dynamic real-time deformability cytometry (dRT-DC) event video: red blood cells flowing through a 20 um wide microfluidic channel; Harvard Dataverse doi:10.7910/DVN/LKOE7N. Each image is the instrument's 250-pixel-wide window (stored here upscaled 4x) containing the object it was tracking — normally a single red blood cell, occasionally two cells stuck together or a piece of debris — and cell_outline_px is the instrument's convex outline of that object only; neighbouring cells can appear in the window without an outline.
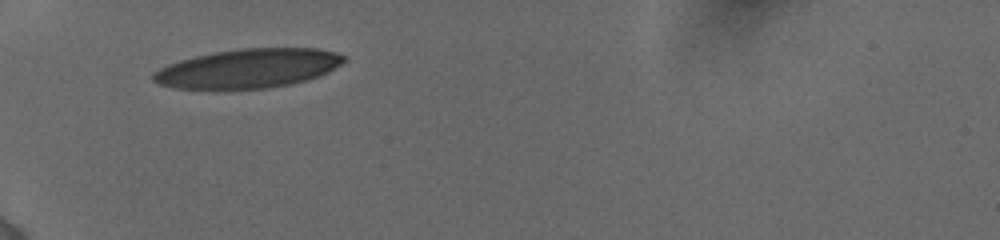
{"species": "human", "species_latin": "Homo sapiens", "temperature_condition": "cold", "stored_images_in_passage": 40, "camera_frame_rate_fps": 3000, "um_per_image_px": 0.085, "donor": {"sex": "female"}, "frame": {"image": 1, "passage_image": 1, "time_ms": 0.0, "image_size_px": [1000, 240], "cell_outline_px": [[348, 60], [328, 72], [304, 80], [288, 84], [268, 88], [172, 88], [160, 84], [152, 80], [152, 72], [168, 64], [180, 60], [212, 52], [240, 48], [320, 48], [336, 52], [344, 56]], "centroid_in_image_um": [21.1, 5.79], "position_along_channel_um": 63.9, "area_um2": 43.23}}
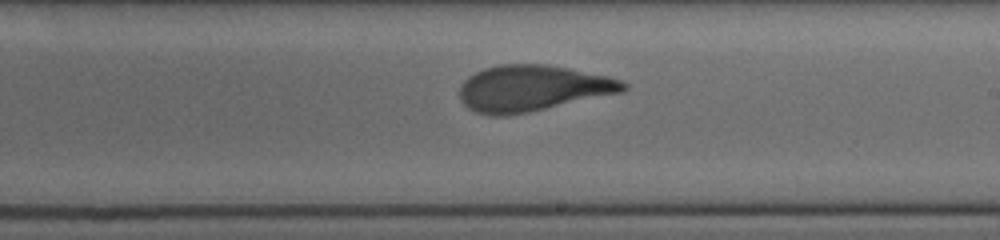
{"frame": {"image": 2, "passage_image": 24, "time_ms": 5.0, "image_size_px": [1000, 240], "cell_outline_px": [[628, 88], [624, 92], [528, 112], [504, 116], [496, 116], [476, 112], [468, 108], [460, 100], [460, 84], [468, 76], [484, 68], [500, 64], [544, 64], [568, 68], [608, 76], [624, 80], [628, 84]], "centroid_in_image_um": [45.28, 7.5], "position_along_channel_um": 243.7, "area_um2": 44.1}}
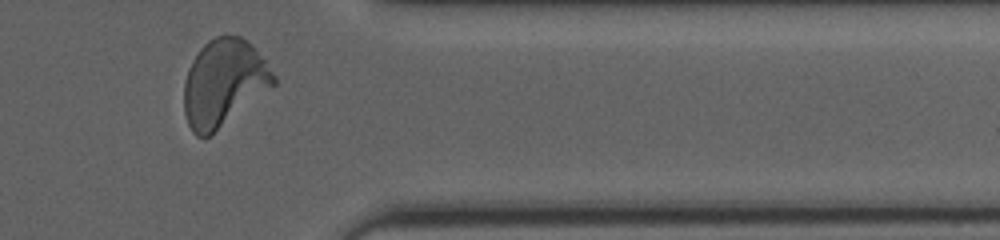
{"frame": {"image": 3, "passage_image": 39, "time_ms": 9.0, "image_size_px": [1000, 240], "cell_outline_px": [[276, 84], [208, 136], [196, 136], [192, 132], [188, 124], [184, 112], [184, 84], [188, 68], [192, 60], [200, 48], [208, 40], [216, 36], [240, 36], [264, 60], [276, 76]], "centroid_in_image_um": [18.98, 7.05], "position_along_channel_um": 392.4, "area_um2": 44.45}, "authors_computed_cell_mechanics": {"area_um2": 44.1014, "velocity_mm_per_s": 3.8725, "shape_relaxation_time_tau1_ms": 3.8685, "shape_relaxation_time_tau2_ms": 0.9907, "deformation_change_tau1": 0.1984, "deformation_change_tau2": 0.09}}